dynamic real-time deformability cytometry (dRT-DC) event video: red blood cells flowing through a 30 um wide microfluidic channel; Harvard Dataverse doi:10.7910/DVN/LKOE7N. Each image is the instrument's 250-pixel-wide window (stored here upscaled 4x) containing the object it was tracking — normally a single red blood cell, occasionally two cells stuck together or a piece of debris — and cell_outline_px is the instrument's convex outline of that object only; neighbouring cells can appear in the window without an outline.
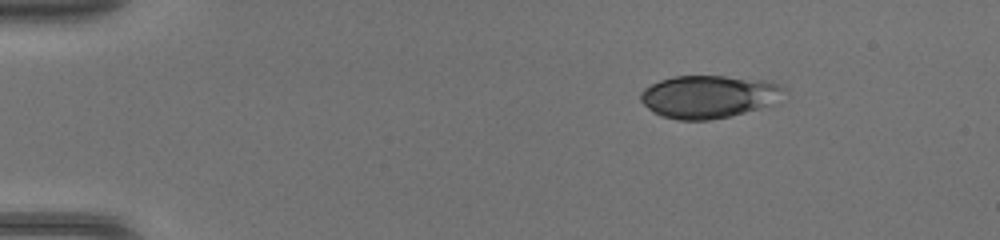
{"species": "common noctule bat (a hibernating species)", "species_latin": "Nyctalus noctula", "temperature_condition": "warm", "stored_images_in_passage": 40, "camera_frame_rate_fps": 3000, "um_per_image_px": 0.085, "animal": {"sex": "female", "body_mass_g": 17.0, "forearm_length_mm": 48.0}, "frame": {"image": 1, "passage_image": 1, "time_ms": 0.0, "image_size_px": [1000, 240], "cell_outline_px": [[788, 92], [772, 104], [732, 116], [712, 120], [676, 120], [660, 116], [652, 112], [640, 100], [640, 92], [644, 88], [660, 80], [672, 76], [724, 76], [768, 80], [784, 84], [788, 88]], "centroid_in_image_um": [60.29, 8.21], "position_along_channel_um": 24.7, "area_um2": 36.41}}